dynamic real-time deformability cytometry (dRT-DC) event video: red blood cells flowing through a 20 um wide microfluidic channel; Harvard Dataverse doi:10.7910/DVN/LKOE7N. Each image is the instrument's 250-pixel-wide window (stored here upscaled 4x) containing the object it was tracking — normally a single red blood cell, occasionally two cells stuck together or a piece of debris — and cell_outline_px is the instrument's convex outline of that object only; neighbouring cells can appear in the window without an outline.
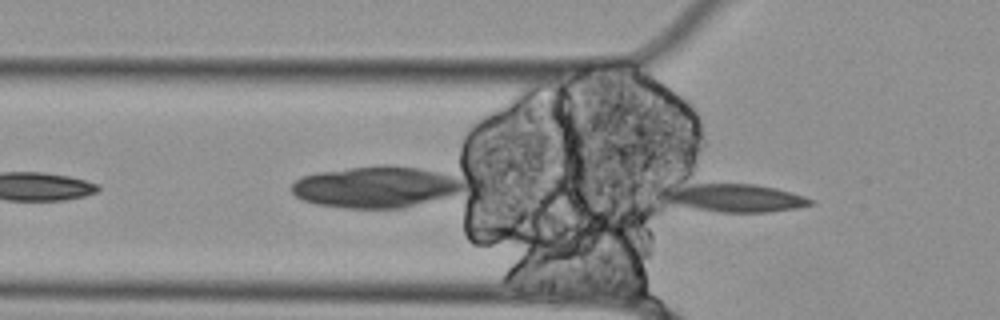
{"species": "Egyptian fruit bat (a non-hibernating species)", "species_latin": "Rousettus aegyptiacus", "temperature_condition": "cold", "stored_images_in_passage": 8, "camera_frame_rate_fps": 3000, "um_per_image_px": 0.085, "animal": {"sex": "female"}, "frame": {"image": 1, "passage_image": 8, "time_ms": 2.333, "image_size_px": [1000, 320], "cell_outline_px": [[812, 204], [796, 208], [768, 212], [720, 212], [696, 208], [680, 204], [668, 200], [668, 196], [672, 192], [692, 184], [756, 184], [776, 188], [804, 196], [812, 200]], "centroid_in_image_um": [62.71, 16.84], "position_along_channel_um": 63.1, "area_um2": 22.54}}